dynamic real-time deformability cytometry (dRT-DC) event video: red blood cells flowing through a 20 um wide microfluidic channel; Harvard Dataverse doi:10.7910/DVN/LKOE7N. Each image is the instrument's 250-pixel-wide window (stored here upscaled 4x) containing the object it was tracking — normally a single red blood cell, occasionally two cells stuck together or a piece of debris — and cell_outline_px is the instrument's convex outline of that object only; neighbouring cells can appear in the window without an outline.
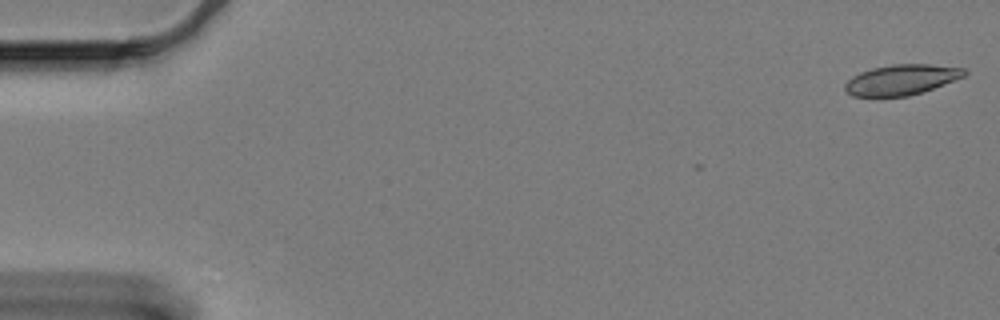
{"species": "Egyptian fruit bat (a non-hibernating species)", "species_latin": "Rousettus aegyptiacus", "temperature_condition": "cold", "stored_images_in_passage": 10, "camera_frame_rate_fps": 3000, "um_per_image_px": 0.085, "animal": {"sex": "female"}, "frame": {"image": 1, "passage_image": 1, "time_ms": 0.0, "image_size_px": [1000, 320], "cell_outline_px": [[968, 72], [964, 76], [944, 84], [908, 96], [852, 96], [844, 88], [844, 84], [852, 76], [860, 72], [872, 68], [892, 64], [928, 64], [964, 68]], "centroid_in_image_um": [76.6, 6.76], "position_along_channel_um": 8.4, "area_um2": 20.92}}